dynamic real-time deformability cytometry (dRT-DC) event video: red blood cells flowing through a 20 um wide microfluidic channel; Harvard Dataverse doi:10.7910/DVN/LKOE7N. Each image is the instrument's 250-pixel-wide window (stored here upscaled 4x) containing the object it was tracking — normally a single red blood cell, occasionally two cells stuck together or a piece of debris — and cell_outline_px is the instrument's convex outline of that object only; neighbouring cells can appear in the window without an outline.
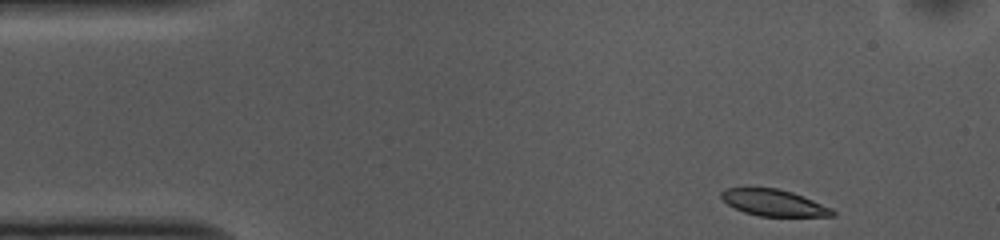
{"species": "common noctule bat (a hibernating species)", "species_latin": "Nyctalus noctula", "temperature_condition": "cold", "stored_images_in_passage": 20, "camera_frame_rate_fps": 3000, "um_per_image_px": 0.085, "animal": {"sex": "female", "body_mass_g": 10.0, "forearm_length_mm": 53.1}, "frame": {"image": 1, "passage_image": 1, "time_ms": 0.0, "image_size_px": [1000, 240], "cell_outline_px": [[836, 216], [760, 216], [744, 212], [728, 204], [720, 196], [720, 192], [724, 188], [776, 188], [792, 192], [832, 208], [836, 212]], "centroid_in_image_um": [65.78, 17.23], "position_along_channel_um": 19.2, "area_um2": 16.99}}
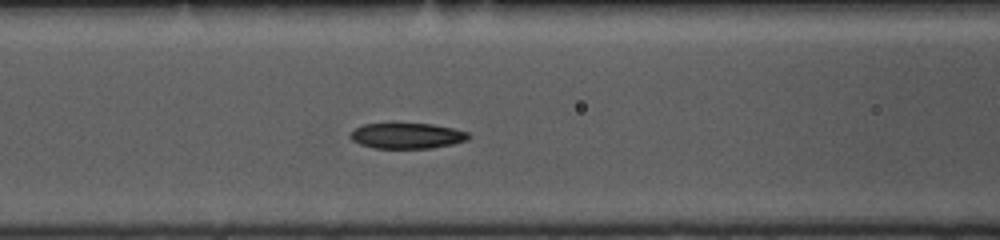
{"frame": {"image": 2, "passage_image": 16, "time_ms": 5.0, "image_size_px": [1000, 240], "cell_outline_px": [[472, 136], [468, 140], [452, 144], [432, 148], [376, 148], [360, 144], [352, 140], [348, 136], [356, 128], [364, 124], [388, 120], [432, 124], [452, 128], [468, 132]], "centroid_in_image_um": [34.57, 11.49], "position_along_channel_um": 132.0, "area_um2": 18.5}}
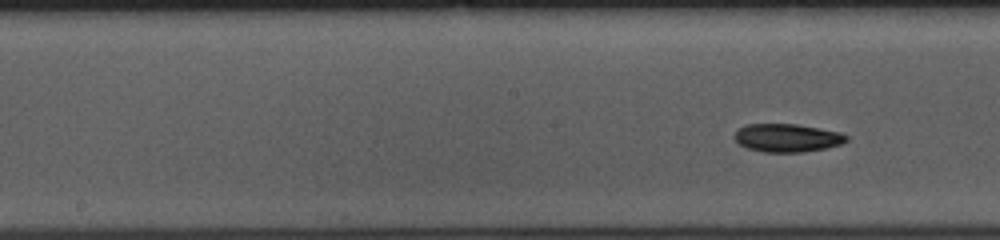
{"frame": {"image": 3, "passage_image": 20, "time_ms": 6.333, "image_size_px": [1000, 240], "cell_outline_px": [[848, 140], [840, 144], [824, 148], [804, 152], [764, 152], [748, 148], [740, 144], [732, 136], [740, 128], [748, 124], [796, 124], [820, 128], [840, 132], [848, 136]], "centroid_in_image_um": [66.91, 11.71], "position_along_channel_um": 181.3, "area_um2": 18.26}}